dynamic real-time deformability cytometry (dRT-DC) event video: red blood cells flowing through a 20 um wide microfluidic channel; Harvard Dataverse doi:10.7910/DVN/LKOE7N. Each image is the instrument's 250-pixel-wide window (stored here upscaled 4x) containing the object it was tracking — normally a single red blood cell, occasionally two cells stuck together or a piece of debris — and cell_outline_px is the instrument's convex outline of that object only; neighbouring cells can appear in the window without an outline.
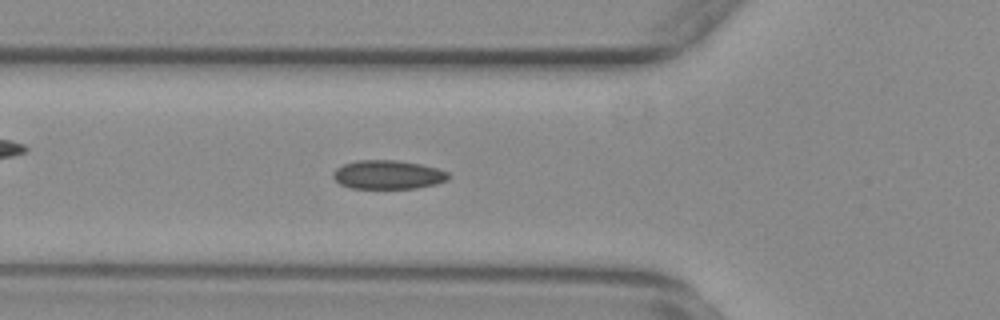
{"species": "common noctule bat (a hibernating species)", "species_latin": "Nyctalus noctula", "temperature_condition": "warm", "stored_images_in_passage": 55, "camera_frame_rate_fps": 3000, "um_per_image_px": 0.085, "animal": {"sex": "female", "body_mass_g": 29.2, "forearm_length_mm": 56.3}, "frame": {"image": 1, "passage_image": 19, "time_ms": 6.0, "image_size_px": [1000, 320], "cell_outline_px": [[448, 180], [436, 184], [416, 188], [348, 188], [340, 184], [332, 176], [332, 172], [336, 168], [344, 164], [356, 160], [396, 160], [420, 164], [436, 168], [448, 172]], "centroid_in_image_um": [32.94, 14.85], "position_along_channel_um": 92.9, "area_um2": 19.36}}
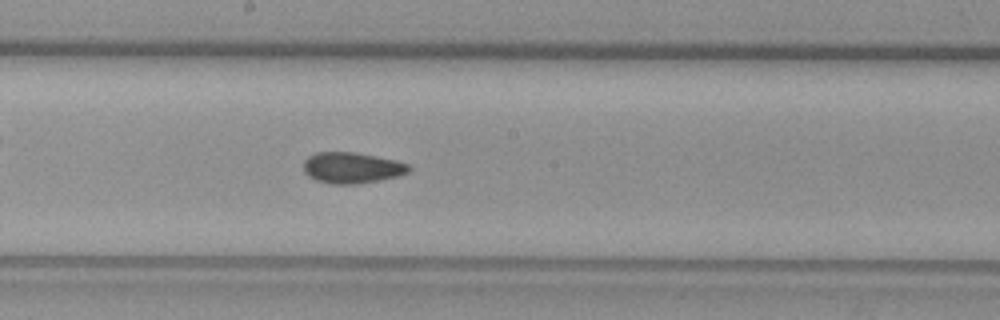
{"frame": {"image": 2, "passage_image": 29, "time_ms": 9.333, "image_size_px": [1000, 320], "cell_outline_px": [[412, 168], [408, 172], [396, 176], [380, 180], [356, 184], [332, 184], [316, 180], [308, 176], [304, 172], [304, 160], [308, 156], [316, 152], [352, 152], [396, 160], [408, 164]], "centroid_in_image_um": [29.89, 14.26], "position_along_channel_um": 218.3, "area_um2": 18.96}}
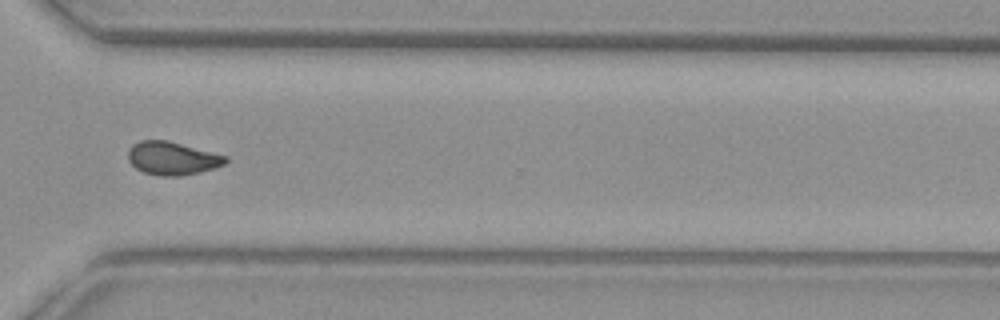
{"frame": {"image": 3, "passage_image": 40, "time_ms": 13.0, "image_size_px": [1000, 320], "cell_outline_px": [[228, 160], [224, 164], [200, 172], [180, 176], [160, 176], [144, 172], [136, 168], [128, 160], [128, 148], [132, 144], [140, 140], [168, 140], [228, 156]], "centroid_in_image_um": [14.62, 13.44], "position_along_channel_um": 356.0, "area_um2": 18.9}, "authors_computed_cell_mechanics": {"area_um2": 18.8428, "velocity_mm_per_s": 3.7482, "shape_relaxation_time_tau1_ms": null, "shape_relaxation_time_tau2_ms": 1.4843, "deformation_change_tau1": null, "deformation_change_tau2": 0.0502}}